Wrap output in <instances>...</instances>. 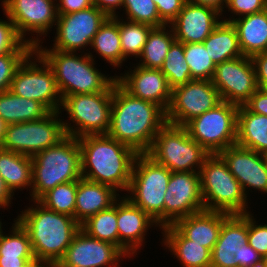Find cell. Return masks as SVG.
<instances>
[{"label":"cell","mask_w":267,"mask_h":267,"mask_svg":"<svg viewBox=\"0 0 267 267\" xmlns=\"http://www.w3.org/2000/svg\"><path fill=\"white\" fill-rule=\"evenodd\" d=\"M166 123V111L161 106L134 97L117 81L114 83L107 133L110 137L144 154Z\"/></svg>","instance_id":"cell-1"},{"label":"cell","mask_w":267,"mask_h":267,"mask_svg":"<svg viewBox=\"0 0 267 267\" xmlns=\"http://www.w3.org/2000/svg\"><path fill=\"white\" fill-rule=\"evenodd\" d=\"M78 142L82 178L126 192L138 153L108 134L83 136Z\"/></svg>","instance_id":"cell-2"},{"label":"cell","mask_w":267,"mask_h":267,"mask_svg":"<svg viewBox=\"0 0 267 267\" xmlns=\"http://www.w3.org/2000/svg\"><path fill=\"white\" fill-rule=\"evenodd\" d=\"M42 45L43 42L39 43L34 50L52 68L62 99L75 94L113 92L117 77L97 69L92 52L79 55V52H63Z\"/></svg>","instance_id":"cell-3"},{"label":"cell","mask_w":267,"mask_h":267,"mask_svg":"<svg viewBox=\"0 0 267 267\" xmlns=\"http://www.w3.org/2000/svg\"><path fill=\"white\" fill-rule=\"evenodd\" d=\"M30 202L15 219L27 231L35 258L57 263L81 225L75 218L49 210L37 200Z\"/></svg>","instance_id":"cell-4"},{"label":"cell","mask_w":267,"mask_h":267,"mask_svg":"<svg viewBox=\"0 0 267 267\" xmlns=\"http://www.w3.org/2000/svg\"><path fill=\"white\" fill-rule=\"evenodd\" d=\"M81 178V149L78 138L66 136L56 146L32 157L30 199L38 200L57 185Z\"/></svg>","instance_id":"cell-5"},{"label":"cell","mask_w":267,"mask_h":267,"mask_svg":"<svg viewBox=\"0 0 267 267\" xmlns=\"http://www.w3.org/2000/svg\"><path fill=\"white\" fill-rule=\"evenodd\" d=\"M199 173L205 210L227 214L251 212L248 205L251 198L245 196L240 183L219 154H210Z\"/></svg>","instance_id":"cell-6"},{"label":"cell","mask_w":267,"mask_h":267,"mask_svg":"<svg viewBox=\"0 0 267 267\" xmlns=\"http://www.w3.org/2000/svg\"><path fill=\"white\" fill-rule=\"evenodd\" d=\"M170 177L168 168L157 164L146 153L138 154L134 160L129 188L127 193H123L155 220L160 228L164 227V197Z\"/></svg>","instance_id":"cell-7"},{"label":"cell","mask_w":267,"mask_h":267,"mask_svg":"<svg viewBox=\"0 0 267 267\" xmlns=\"http://www.w3.org/2000/svg\"><path fill=\"white\" fill-rule=\"evenodd\" d=\"M146 154L171 172H200L210 155L189 136L184 126L169 123L157 133Z\"/></svg>","instance_id":"cell-8"},{"label":"cell","mask_w":267,"mask_h":267,"mask_svg":"<svg viewBox=\"0 0 267 267\" xmlns=\"http://www.w3.org/2000/svg\"><path fill=\"white\" fill-rule=\"evenodd\" d=\"M111 106L112 92L65 96L59 112L62 115L66 111L69 118H62L66 136L80 138L107 134L110 129Z\"/></svg>","instance_id":"cell-9"},{"label":"cell","mask_w":267,"mask_h":267,"mask_svg":"<svg viewBox=\"0 0 267 267\" xmlns=\"http://www.w3.org/2000/svg\"><path fill=\"white\" fill-rule=\"evenodd\" d=\"M238 109L237 105L221 101L184 127L189 136L209 154H219L236 144Z\"/></svg>","instance_id":"cell-10"},{"label":"cell","mask_w":267,"mask_h":267,"mask_svg":"<svg viewBox=\"0 0 267 267\" xmlns=\"http://www.w3.org/2000/svg\"><path fill=\"white\" fill-rule=\"evenodd\" d=\"M61 117L59 111H53L40 120L9 124L1 148L34 157L56 146L66 137Z\"/></svg>","instance_id":"cell-11"},{"label":"cell","mask_w":267,"mask_h":267,"mask_svg":"<svg viewBox=\"0 0 267 267\" xmlns=\"http://www.w3.org/2000/svg\"><path fill=\"white\" fill-rule=\"evenodd\" d=\"M9 91L40 102L50 112L59 111L61 108L62 97L54 72L35 50L16 70Z\"/></svg>","instance_id":"cell-12"},{"label":"cell","mask_w":267,"mask_h":267,"mask_svg":"<svg viewBox=\"0 0 267 267\" xmlns=\"http://www.w3.org/2000/svg\"><path fill=\"white\" fill-rule=\"evenodd\" d=\"M261 259L248 243V213L230 214L211 251V267H247Z\"/></svg>","instance_id":"cell-13"},{"label":"cell","mask_w":267,"mask_h":267,"mask_svg":"<svg viewBox=\"0 0 267 267\" xmlns=\"http://www.w3.org/2000/svg\"><path fill=\"white\" fill-rule=\"evenodd\" d=\"M0 1L3 12L14 23L18 34L34 48L45 40V36L57 24V2L54 0Z\"/></svg>","instance_id":"cell-14"},{"label":"cell","mask_w":267,"mask_h":267,"mask_svg":"<svg viewBox=\"0 0 267 267\" xmlns=\"http://www.w3.org/2000/svg\"><path fill=\"white\" fill-rule=\"evenodd\" d=\"M108 16L96 6L81 11L58 15L54 40L49 49L63 52L89 51L94 35ZM82 50V51H81Z\"/></svg>","instance_id":"cell-15"},{"label":"cell","mask_w":267,"mask_h":267,"mask_svg":"<svg viewBox=\"0 0 267 267\" xmlns=\"http://www.w3.org/2000/svg\"><path fill=\"white\" fill-rule=\"evenodd\" d=\"M220 102L218 90L210 80H191L172 89L171 102L166 111L167 123L185 126Z\"/></svg>","instance_id":"cell-16"},{"label":"cell","mask_w":267,"mask_h":267,"mask_svg":"<svg viewBox=\"0 0 267 267\" xmlns=\"http://www.w3.org/2000/svg\"><path fill=\"white\" fill-rule=\"evenodd\" d=\"M212 84L221 101L244 106L257 91L255 69L249 56L224 61L216 65Z\"/></svg>","instance_id":"cell-17"},{"label":"cell","mask_w":267,"mask_h":267,"mask_svg":"<svg viewBox=\"0 0 267 267\" xmlns=\"http://www.w3.org/2000/svg\"><path fill=\"white\" fill-rule=\"evenodd\" d=\"M205 210L199 172H171L164 197V226Z\"/></svg>","instance_id":"cell-18"},{"label":"cell","mask_w":267,"mask_h":267,"mask_svg":"<svg viewBox=\"0 0 267 267\" xmlns=\"http://www.w3.org/2000/svg\"><path fill=\"white\" fill-rule=\"evenodd\" d=\"M126 258L116 245L93 238L80 228L56 265L120 267Z\"/></svg>","instance_id":"cell-19"},{"label":"cell","mask_w":267,"mask_h":267,"mask_svg":"<svg viewBox=\"0 0 267 267\" xmlns=\"http://www.w3.org/2000/svg\"><path fill=\"white\" fill-rule=\"evenodd\" d=\"M219 155L240 183L246 197L250 195L249 191H260L261 195L267 193L266 155L237 144L222 150Z\"/></svg>","instance_id":"cell-20"},{"label":"cell","mask_w":267,"mask_h":267,"mask_svg":"<svg viewBox=\"0 0 267 267\" xmlns=\"http://www.w3.org/2000/svg\"><path fill=\"white\" fill-rule=\"evenodd\" d=\"M134 65V66H133ZM132 64L129 70L116 75L117 82L132 96L161 106L165 111L171 102L172 88L160 69Z\"/></svg>","instance_id":"cell-21"},{"label":"cell","mask_w":267,"mask_h":267,"mask_svg":"<svg viewBox=\"0 0 267 267\" xmlns=\"http://www.w3.org/2000/svg\"><path fill=\"white\" fill-rule=\"evenodd\" d=\"M117 227L119 249L128 257V260L137 257L138 251L145 247V235L147 236L151 227L161 229L155 220L124 195L117 200Z\"/></svg>","instance_id":"cell-22"},{"label":"cell","mask_w":267,"mask_h":267,"mask_svg":"<svg viewBox=\"0 0 267 267\" xmlns=\"http://www.w3.org/2000/svg\"><path fill=\"white\" fill-rule=\"evenodd\" d=\"M220 16L214 9L186 1L170 23L175 40L184 44L202 43L220 24Z\"/></svg>","instance_id":"cell-23"},{"label":"cell","mask_w":267,"mask_h":267,"mask_svg":"<svg viewBox=\"0 0 267 267\" xmlns=\"http://www.w3.org/2000/svg\"><path fill=\"white\" fill-rule=\"evenodd\" d=\"M230 214L203 210L178 219L173 225L193 243L201 244L212 251L222 228Z\"/></svg>","instance_id":"cell-24"},{"label":"cell","mask_w":267,"mask_h":267,"mask_svg":"<svg viewBox=\"0 0 267 267\" xmlns=\"http://www.w3.org/2000/svg\"><path fill=\"white\" fill-rule=\"evenodd\" d=\"M121 195L114 188L81 178L77 181L75 220L81 225L89 217L111 207Z\"/></svg>","instance_id":"cell-25"},{"label":"cell","mask_w":267,"mask_h":267,"mask_svg":"<svg viewBox=\"0 0 267 267\" xmlns=\"http://www.w3.org/2000/svg\"><path fill=\"white\" fill-rule=\"evenodd\" d=\"M161 244L176 257L181 267H211V251L187 239L173 224L160 229Z\"/></svg>","instance_id":"cell-26"},{"label":"cell","mask_w":267,"mask_h":267,"mask_svg":"<svg viewBox=\"0 0 267 267\" xmlns=\"http://www.w3.org/2000/svg\"><path fill=\"white\" fill-rule=\"evenodd\" d=\"M238 35L243 56L265 51L267 44V8L261 12L243 16L231 21Z\"/></svg>","instance_id":"cell-27"},{"label":"cell","mask_w":267,"mask_h":267,"mask_svg":"<svg viewBox=\"0 0 267 267\" xmlns=\"http://www.w3.org/2000/svg\"><path fill=\"white\" fill-rule=\"evenodd\" d=\"M236 144L267 155V116L239 106Z\"/></svg>","instance_id":"cell-28"},{"label":"cell","mask_w":267,"mask_h":267,"mask_svg":"<svg viewBox=\"0 0 267 267\" xmlns=\"http://www.w3.org/2000/svg\"><path fill=\"white\" fill-rule=\"evenodd\" d=\"M0 176L15 195L32 188V157L0 148Z\"/></svg>","instance_id":"cell-29"},{"label":"cell","mask_w":267,"mask_h":267,"mask_svg":"<svg viewBox=\"0 0 267 267\" xmlns=\"http://www.w3.org/2000/svg\"><path fill=\"white\" fill-rule=\"evenodd\" d=\"M50 111L40 102L13 94L0 93V117L9 125L43 119Z\"/></svg>","instance_id":"cell-30"},{"label":"cell","mask_w":267,"mask_h":267,"mask_svg":"<svg viewBox=\"0 0 267 267\" xmlns=\"http://www.w3.org/2000/svg\"><path fill=\"white\" fill-rule=\"evenodd\" d=\"M93 49L103 61L109 63L114 69L122 67L127 60L123 57L120 35H119V17H108L100 26L98 32L94 35L91 43ZM116 67V68H115Z\"/></svg>","instance_id":"cell-31"},{"label":"cell","mask_w":267,"mask_h":267,"mask_svg":"<svg viewBox=\"0 0 267 267\" xmlns=\"http://www.w3.org/2000/svg\"><path fill=\"white\" fill-rule=\"evenodd\" d=\"M203 44L215 65L243 56L237 31L231 22L221 21Z\"/></svg>","instance_id":"cell-32"},{"label":"cell","mask_w":267,"mask_h":267,"mask_svg":"<svg viewBox=\"0 0 267 267\" xmlns=\"http://www.w3.org/2000/svg\"><path fill=\"white\" fill-rule=\"evenodd\" d=\"M174 41L175 35L170 24L153 27L143 46L139 62L135 64L145 68L160 69Z\"/></svg>","instance_id":"cell-33"},{"label":"cell","mask_w":267,"mask_h":267,"mask_svg":"<svg viewBox=\"0 0 267 267\" xmlns=\"http://www.w3.org/2000/svg\"><path fill=\"white\" fill-rule=\"evenodd\" d=\"M81 229L89 236L112 243L119 248L117 201L108 209L89 217L81 224Z\"/></svg>","instance_id":"cell-34"},{"label":"cell","mask_w":267,"mask_h":267,"mask_svg":"<svg viewBox=\"0 0 267 267\" xmlns=\"http://www.w3.org/2000/svg\"><path fill=\"white\" fill-rule=\"evenodd\" d=\"M118 17L123 57L127 60L133 56L135 61H137L153 26L145 23L128 21L125 18L123 19L122 15Z\"/></svg>","instance_id":"cell-35"},{"label":"cell","mask_w":267,"mask_h":267,"mask_svg":"<svg viewBox=\"0 0 267 267\" xmlns=\"http://www.w3.org/2000/svg\"><path fill=\"white\" fill-rule=\"evenodd\" d=\"M184 43L174 41L165 56L161 72L173 89L192 80L189 65L185 62Z\"/></svg>","instance_id":"cell-36"},{"label":"cell","mask_w":267,"mask_h":267,"mask_svg":"<svg viewBox=\"0 0 267 267\" xmlns=\"http://www.w3.org/2000/svg\"><path fill=\"white\" fill-rule=\"evenodd\" d=\"M77 181L57 185L43 194L37 201L49 210L74 218Z\"/></svg>","instance_id":"cell-37"},{"label":"cell","mask_w":267,"mask_h":267,"mask_svg":"<svg viewBox=\"0 0 267 267\" xmlns=\"http://www.w3.org/2000/svg\"><path fill=\"white\" fill-rule=\"evenodd\" d=\"M14 223L0 236V256L4 257H35L27 231L14 218Z\"/></svg>","instance_id":"cell-38"},{"label":"cell","mask_w":267,"mask_h":267,"mask_svg":"<svg viewBox=\"0 0 267 267\" xmlns=\"http://www.w3.org/2000/svg\"><path fill=\"white\" fill-rule=\"evenodd\" d=\"M185 62L189 65L192 80H210L216 65L202 43L184 44Z\"/></svg>","instance_id":"cell-39"},{"label":"cell","mask_w":267,"mask_h":267,"mask_svg":"<svg viewBox=\"0 0 267 267\" xmlns=\"http://www.w3.org/2000/svg\"><path fill=\"white\" fill-rule=\"evenodd\" d=\"M126 20L132 22H139L151 25L153 27H160L166 23L160 18L157 11L156 4L153 0H123Z\"/></svg>","instance_id":"cell-40"},{"label":"cell","mask_w":267,"mask_h":267,"mask_svg":"<svg viewBox=\"0 0 267 267\" xmlns=\"http://www.w3.org/2000/svg\"><path fill=\"white\" fill-rule=\"evenodd\" d=\"M3 15L7 21L0 19V55L14 51H34V47L18 34L8 15L5 13Z\"/></svg>","instance_id":"cell-41"},{"label":"cell","mask_w":267,"mask_h":267,"mask_svg":"<svg viewBox=\"0 0 267 267\" xmlns=\"http://www.w3.org/2000/svg\"><path fill=\"white\" fill-rule=\"evenodd\" d=\"M33 51H14L0 55V93L9 90L16 70Z\"/></svg>","instance_id":"cell-42"},{"label":"cell","mask_w":267,"mask_h":267,"mask_svg":"<svg viewBox=\"0 0 267 267\" xmlns=\"http://www.w3.org/2000/svg\"><path fill=\"white\" fill-rule=\"evenodd\" d=\"M267 8V0H227L226 11L230 12V17L221 16L222 21L231 22L243 16L258 13ZM226 17V18H224Z\"/></svg>","instance_id":"cell-43"},{"label":"cell","mask_w":267,"mask_h":267,"mask_svg":"<svg viewBox=\"0 0 267 267\" xmlns=\"http://www.w3.org/2000/svg\"><path fill=\"white\" fill-rule=\"evenodd\" d=\"M248 243L262 258H267V224H259L252 212L248 213Z\"/></svg>","instance_id":"cell-44"},{"label":"cell","mask_w":267,"mask_h":267,"mask_svg":"<svg viewBox=\"0 0 267 267\" xmlns=\"http://www.w3.org/2000/svg\"><path fill=\"white\" fill-rule=\"evenodd\" d=\"M160 18L170 24L182 10L186 0H153Z\"/></svg>","instance_id":"cell-45"},{"label":"cell","mask_w":267,"mask_h":267,"mask_svg":"<svg viewBox=\"0 0 267 267\" xmlns=\"http://www.w3.org/2000/svg\"><path fill=\"white\" fill-rule=\"evenodd\" d=\"M255 69L258 88L267 91V53L260 52L251 56Z\"/></svg>","instance_id":"cell-46"},{"label":"cell","mask_w":267,"mask_h":267,"mask_svg":"<svg viewBox=\"0 0 267 267\" xmlns=\"http://www.w3.org/2000/svg\"><path fill=\"white\" fill-rule=\"evenodd\" d=\"M91 6H93V0H58L57 14L75 13Z\"/></svg>","instance_id":"cell-47"},{"label":"cell","mask_w":267,"mask_h":267,"mask_svg":"<svg viewBox=\"0 0 267 267\" xmlns=\"http://www.w3.org/2000/svg\"><path fill=\"white\" fill-rule=\"evenodd\" d=\"M245 106L253 113L267 116V91L258 88Z\"/></svg>","instance_id":"cell-48"},{"label":"cell","mask_w":267,"mask_h":267,"mask_svg":"<svg viewBox=\"0 0 267 267\" xmlns=\"http://www.w3.org/2000/svg\"><path fill=\"white\" fill-rule=\"evenodd\" d=\"M93 5L103 11L108 17L120 16L122 11L123 0H93Z\"/></svg>","instance_id":"cell-49"},{"label":"cell","mask_w":267,"mask_h":267,"mask_svg":"<svg viewBox=\"0 0 267 267\" xmlns=\"http://www.w3.org/2000/svg\"><path fill=\"white\" fill-rule=\"evenodd\" d=\"M14 194L11 192V190L7 187L5 181L0 176V209L7 210L10 209L13 202ZM10 206V207H9Z\"/></svg>","instance_id":"cell-50"},{"label":"cell","mask_w":267,"mask_h":267,"mask_svg":"<svg viewBox=\"0 0 267 267\" xmlns=\"http://www.w3.org/2000/svg\"><path fill=\"white\" fill-rule=\"evenodd\" d=\"M186 1L214 9L222 16L225 13L227 4V0H186Z\"/></svg>","instance_id":"cell-51"},{"label":"cell","mask_w":267,"mask_h":267,"mask_svg":"<svg viewBox=\"0 0 267 267\" xmlns=\"http://www.w3.org/2000/svg\"><path fill=\"white\" fill-rule=\"evenodd\" d=\"M35 257H4L0 256V267H24Z\"/></svg>","instance_id":"cell-52"},{"label":"cell","mask_w":267,"mask_h":267,"mask_svg":"<svg viewBox=\"0 0 267 267\" xmlns=\"http://www.w3.org/2000/svg\"><path fill=\"white\" fill-rule=\"evenodd\" d=\"M24 267H56V263L44 259H33L25 264Z\"/></svg>","instance_id":"cell-53"},{"label":"cell","mask_w":267,"mask_h":267,"mask_svg":"<svg viewBox=\"0 0 267 267\" xmlns=\"http://www.w3.org/2000/svg\"><path fill=\"white\" fill-rule=\"evenodd\" d=\"M8 124L0 117V148Z\"/></svg>","instance_id":"cell-54"},{"label":"cell","mask_w":267,"mask_h":267,"mask_svg":"<svg viewBox=\"0 0 267 267\" xmlns=\"http://www.w3.org/2000/svg\"><path fill=\"white\" fill-rule=\"evenodd\" d=\"M247 267H267V258H263L260 261L256 262L254 265Z\"/></svg>","instance_id":"cell-55"},{"label":"cell","mask_w":267,"mask_h":267,"mask_svg":"<svg viewBox=\"0 0 267 267\" xmlns=\"http://www.w3.org/2000/svg\"><path fill=\"white\" fill-rule=\"evenodd\" d=\"M1 218V217H0ZM2 219H0V236H1V234H2V232H3V230H5V229H2V228H4L3 227V224H2V221H1Z\"/></svg>","instance_id":"cell-56"},{"label":"cell","mask_w":267,"mask_h":267,"mask_svg":"<svg viewBox=\"0 0 267 267\" xmlns=\"http://www.w3.org/2000/svg\"><path fill=\"white\" fill-rule=\"evenodd\" d=\"M56 267H83V266L56 265Z\"/></svg>","instance_id":"cell-57"},{"label":"cell","mask_w":267,"mask_h":267,"mask_svg":"<svg viewBox=\"0 0 267 267\" xmlns=\"http://www.w3.org/2000/svg\"><path fill=\"white\" fill-rule=\"evenodd\" d=\"M264 53H267V44H266V47H265V51H264Z\"/></svg>","instance_id":"cell-58"}]
</instances>
